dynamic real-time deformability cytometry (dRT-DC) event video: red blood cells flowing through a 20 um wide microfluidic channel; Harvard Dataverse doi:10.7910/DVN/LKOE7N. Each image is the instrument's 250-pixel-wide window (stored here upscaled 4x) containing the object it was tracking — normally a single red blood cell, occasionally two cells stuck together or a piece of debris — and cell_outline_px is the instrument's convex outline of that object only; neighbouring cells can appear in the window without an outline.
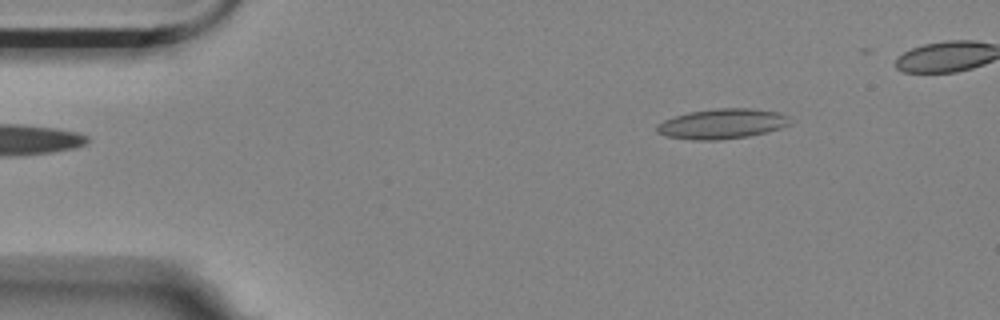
{"species": "Egyptian fruit bat (a non-hibernating species)", "species_latin": "Rousettus aegyptiacus", "temperature_condition": "room temperature", "stored_images_in_passage": 2, "camera_frame_rate_fps": 3000, "um_per_image_px": 0.085, "animal": {"sex": "female"}, "frame": {"image": 1, "passage_image": 2, "time_ms": 0.333, "image_size_px": [1000, 320], "cell_outline_px": [[796, 120], [792, 124], [780, 128], [748, 136], [720, 140], [692, 140], [664, 136], [656, 132], [656, 124], [664, 120], [688, 112], [716, 108], [752, 108], [780, 112]], "centroid_in_image_um": [61.41, 10.52], "position_along_channel_um": 23.6, "area_um2": 23.7}}